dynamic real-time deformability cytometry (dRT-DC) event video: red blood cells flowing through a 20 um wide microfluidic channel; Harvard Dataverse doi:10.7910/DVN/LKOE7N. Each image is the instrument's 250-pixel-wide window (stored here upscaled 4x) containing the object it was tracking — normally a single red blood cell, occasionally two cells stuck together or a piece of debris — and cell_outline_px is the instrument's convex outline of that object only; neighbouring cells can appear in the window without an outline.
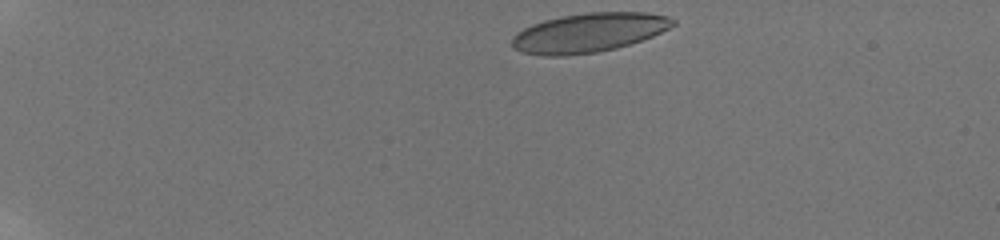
{"species": "human", "species_latin": "Homo sapiens", "temperature_condition": "room temperature", "stored_images_in_passage": 42, "camera_frame_rate_fps": 3000, "um_per_image_px": 0.085, "donor": {"sex": "male"}, "frame": {"image": 1, "passage_image": 1, "time_ms": 0.0, "image_size_px": [1000, 240], "cell_outline_px": [[676, 24], [652, 36], [616, 48], [596, 52], [564, 56], [544, 56], [524, 52], [516, 48], [512, 44], [512, 36], [524, 28], [532, 24], [544, 20], [560, 16], [588, 12], [644, 12], [668, 16], [676, 20]], "centroid_in_image_um": [50.05, 2.77], "position_along_channel_um": 35.0, "area_um2": 36.53}}
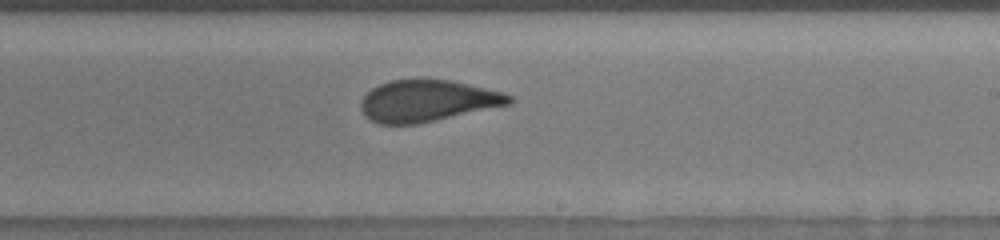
{"frame": {"image": 2, "passage_image": 16, "time_ms": 8.333, "image_size_px": [1000, 240], "cell_outline_px": [[512, 104], [436, 120], [416, 124], [376, 124], [364, 116], [360, 108], [360, 104], [364, 96], [372, 88], [388, 80], [452, 80], [504, 92], [512, 96]], "centroid_in_image_um": [36.33, 8.58], "position_along_channel_um": 252.7, "area_um2": 35.95}}
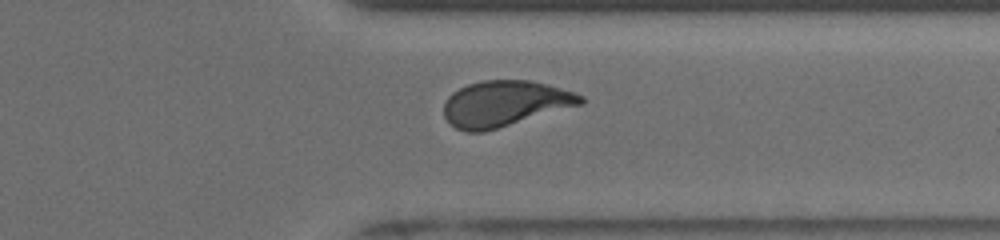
{"frame": {"image": 3, "passage_image": 27, "time_ms": 11.333, "image_size_px": [1000, 240], "cell_outline_px": [[584, 104], [484, 132], [468, 132], [456, 128], [444, 116], [444, 104], [448, 96], [452, 92], [468, 84], [484, 80], [528, 80], [576, 92], [584, 96]], "centroid_in_image_um": [42.92, 8.81], "position_along_channel_um": 368.5, "area_um2": 36.41}, "authors_computed_cell_mechanics": {"area_um2": 36.0961, "velocity_mm_per_s": 3.8583, "shape_relaxation_time_tau1_ms": 4.038, "shape_relaxation_time_tau2_ms": 0.6418, "deformation_change_tau1": 0.1385, "deformation_change_tau2": 0.0562}}